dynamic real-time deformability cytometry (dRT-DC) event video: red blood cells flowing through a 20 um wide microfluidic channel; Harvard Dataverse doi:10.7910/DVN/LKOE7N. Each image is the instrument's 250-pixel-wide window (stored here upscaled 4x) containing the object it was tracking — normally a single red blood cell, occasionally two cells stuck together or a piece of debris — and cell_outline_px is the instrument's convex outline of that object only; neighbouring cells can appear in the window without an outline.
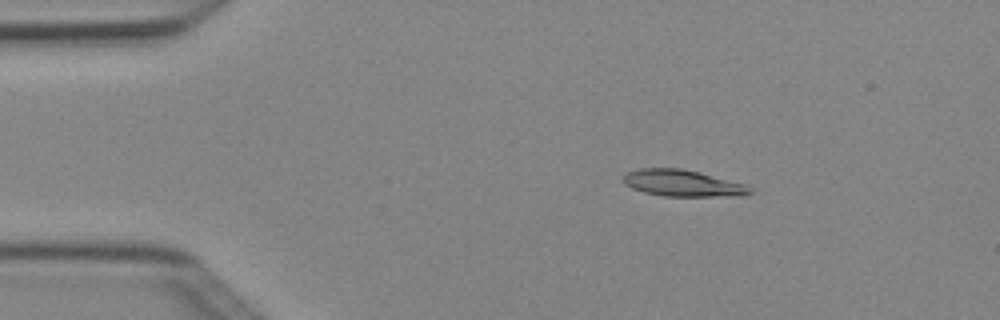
{"species": "Egyptian fruit bat (a non-hibernating species)", "species_latin": "Rousettus aegyptiacus", "temperature_condition": "cold", "stored_images_in_passage": 7, "camera_frame_rate_fps": 3000, "um_per_image_px": 0.085, "animal": {"sex": "female"}, "frame": {"image": 1, "passage_image": 2, "time_ms": 0.333, "image_size_px": [1000, 320], "cell_outline_px": [[752, 192], [740, 196], [664, 196], [644, 192], [632, 188], [624, 184], [624, 176], [628, 172], [640, 168], [680, 168], [744, 184], [752, 188]], "centroid_in_image_um": [58.0, 15.58], "position_along_channel_um": 27.0, "area_um2": 19.25}}
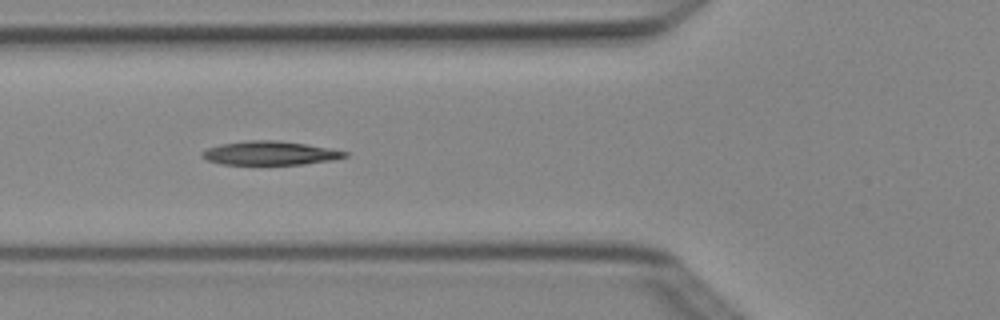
{"frame": {"image": 2, "passage_image": 5, "time_ms": 1.333, "image_size_px": [1000, 320], "cell_outline_px": [[348, 156], [332, 160], [304, 164], [220, 164], [208, 160], [200, 156], [200, 152], [208, 148], [220, 144], [248, 140], [276, 140], [304, 144], [328, 148], [348, 152]], "centroid_in_image_um": [22.91, 13.01], "position_along_channel_um": 102.9, "area_um2": 19.65}}
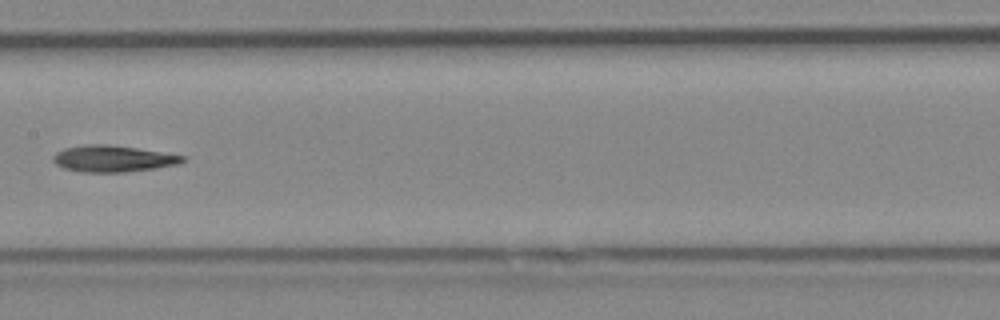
{"frame": {"image": 3, "passage_image": 7, "time_ms": 2.0, "image_size_px": [1000, 320], "cell_outline_px": [[188, 160], [176, 164], [156, 168], [124, 172], [80, 172], [64, 168], [56, 164], [52, 160], [52, 156], [56, 152], [64, 148], [84, 144], [104, 144], [136, 148], [188, 156]], "centroid_in_image_um": [9.6, 13.48], "position_along_channel_um": 197.8, "area_um2": 20.06}}